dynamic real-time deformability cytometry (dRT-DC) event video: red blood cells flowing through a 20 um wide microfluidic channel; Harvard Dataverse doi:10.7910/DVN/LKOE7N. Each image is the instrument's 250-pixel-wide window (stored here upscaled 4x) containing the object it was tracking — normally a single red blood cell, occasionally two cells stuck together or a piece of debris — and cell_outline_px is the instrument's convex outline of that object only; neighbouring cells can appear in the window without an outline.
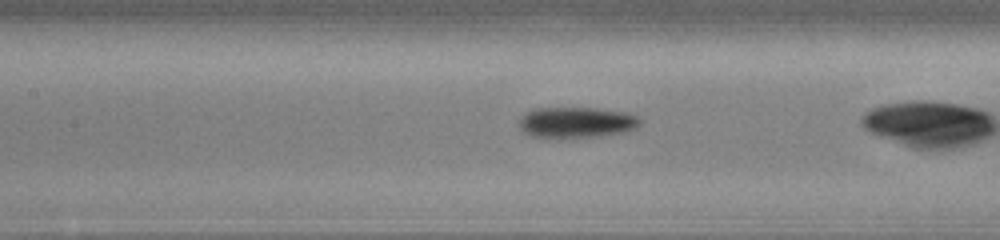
{"species": "common noctule bat (a hibernating species)", "species_latin": "Nyctalus noctula", "temperature_condition": "cold", "stored_images_in_passage": 40, "camera_frame_rate_fps": 3000, "um_per_image_px": 0.085, "animal": {"sex": "male", "body_mass_g": 13.0, "forearm_length_mm": 53.1}, "frame": {"image": 1, "passage_image": 23, "time_ms": 7.333, "image_size_px": [1000, 240], "cell_outline_px": [[640, 124], [636, 128], [624, 132], [600, 136], [568, 140], [552, 140], [528, 136], [520, 128], [520, 120], [528, 112], [536, 108], [592, 108], [628, 112], [636, 116], [640, 120]], "centroid_in_image_um": [48.97, 10.46], "position_along_channel_um": 158.4, "area_um2": 22.43}}